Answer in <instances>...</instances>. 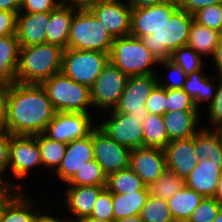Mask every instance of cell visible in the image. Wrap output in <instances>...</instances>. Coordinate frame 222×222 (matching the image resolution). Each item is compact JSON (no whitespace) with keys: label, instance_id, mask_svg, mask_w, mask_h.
Masks as SVG:
<instances>
[{"label":"cell","instance_id":"cell-1","mask_svg":"<svg viewBox=\"0 0 222 222\" xmlns=\"http://www.w3.org/2000/svg\"><path fill=\"white\" fill-rule=\"evenodd\" d=\"M56 110L41 84L9 85L6 131L11 135L44 133Z\"/></svg>","mask_w":222,"mask_h":222},{"label":"cell","instance_id":"cell-2","mask_svg":"<svg viewBox=\"0 0 222 222\" xmlns=\"http://www.w3.org/2000/svg\"><path fill=\"white\" fill-rule=\"evenodd\" d=\"M63 50L50 43L20 47L15 82L41 84L61 72Z\"/></svg>","mask_w":222,"mask_h":222},{"label":"cell","instance_id":"cell-3","mask_svg":"<svg viewBox=\"0 0 222 222\" xmlns=\"http://www.w3.org/2000/svg\"><path fill=\"white\" fill-rule=\"evenodd\" d=\"M193 21L191 13L178 8L153 34L140 39L158 61L169 60L174 50L187 45Z\"/></svg>","mask_w":222,"mask_h":222},{"label":"cell","instance_id":"cell-4","mask_svg":"<svg viewBox=\"0 0 222 222\" xmlns=\"http://www.w3.org/2000/svg\"><path fill=\"white\" fill-rule=\"evenodd\" d=\"M114 38L87 9L78 8L70 24L67 48L110 53Z\"/></svg>","mask_w":222,"mask_h":222},{"label":"cell","instance_id":"cell-5","mask_svg":"<svg viewBox=\"0 0 222 222\" xmlns=\"http://www.w3.org/2000/svg\"><path fill=\"white\" fill-rule=\"evenodd\" d=\"M109 61L127 76L156 74L153 68L159 64L141 39L131 35L114 38Z\"/></svg>","mask_w":222,"mask_h":222},{"label":"cell","instance_id":"cell-6","mask_svg":"<svg viewBox=\"0 0 222 222\" xmlns=\"http://www.w3.org/2000/svg\"><path fill=\"white\" fill-rule=\"evenodd\" d=\"M56 112L90 113L93 108L90 87L79 84L62 72L41 83Z\"/></svg>","mask_w":222,"mask_h":222},{"label":"cell","instance_id":"cell-7","mask_svg":"<svg viewBox=\"0 0 222 222\" xmlns=\"http://www.w3.org/2000/svg\"><path fill=\"white\" fill-rule=\"evenodd\" d=\"M109 62V53L66 48L61 72L79 84L91 87Z\"/></svg>","mask_w":222,"mask_h":222},{"label":"cell","instance_id":"cell-8","mask_svg":"<svg viewBox=\"0 0 222 222\" xmlns=\"http://www.w3.org/2000/svg\"><path fill=\"white\" fill-rule=\"evenodd\" d=\"M158 77L157 74L128 76L124 91L113 110L141 119L142 124L149 115L146 100L158 84Z\"/></svg>","mask_w":222,"mask_h":222},{"label":"cell","instance_id":"cell-9","mask_svg":"<svg viewBox=\"0 0 222 222\" xmlns=\"http://www.w3.org/2000/svg\"><path fill=\"white\" fill-rule=\"evenodd\" d=\"M128 76L110 61L90 87L94 108L112 110L124 91Z\"/></svg>","mask_w":222,"mask_h":222},{"label":"cell","instance_id":"cell-10","mask_svg":"<svg viewBox=\"0 0 222 222\" xmlns=\"http://www.w3.org/2000/svg\"><path fill=\"white\" fill-rule=\"evenodd\" d=\"M41 153L35 135H11L9 146V166L14 179L27 178L30 171L41 167Z\"/></svg>","mask_w":222,"mask_h":222},{"label":"cell","instance_id":"cell-11","mask_svg":"<svg viewBox=\"0 0 222 222\" xmlns=\"http://www.w3.org/2000/svg\"><path fill=\"white\" fill-rule=\"evenodd\" d=\"M94 160L108 176L129 167L131 149L118 144L98 125L92 130Z\"/></svg>","mask_w":222,"mask_h":222},{"label":"cell","instance_id":"cell-12","mask_svg":"<svg viewBox=\"0 0 222 222\" xmlns=\"http://www.w3.org/2000/svg\"><path fill=\"white\" fill-rule=\"evenodd\" d=\"M91 113L56 112L44 134L52 140L69 143L90 134L93 125Z\"/></svg>","mask_w":222,"mask_h":222},{"label":"cell","instance_id":"cell-13","mask_svg":"<svg viewBox=\"0 0 222 222\" xmlns=\"http://www.w3.org/2000/svg\"><path fill=\"white\" fill-rule=\"evenodd\" d=\"M113 38L130 34L131 8L122 0H98L87 8Z\"/></svg>","mask_w":222,"mask_h":222},{"label":"cell","instance_id":"cell-14","mask_svg":"<svg viewBox=\"0 0 222 222\" xmlns=\"http://www.w3.org/2000/svg\"><path fill=\"white\" fill-rule=\"evenodd\" d=\"M108 120L98 126L118 144L129 149L143 147V125L141 119L125 113L109 110Z\"/></svg>","mask_w":222,"mask_h":222},{"label":"cell","instance_id":"cell-15","mask_svg":"<svg viewBox=\"0 0 222 222\" xmlns=\"http://www.w3.org/2000/svg\"><path fill=\"white\" fill-rule=\"evenodd\" d=\"M178 9L176 0L131 10V36L141 38L153 34Z\"/></svg>","mask_w":222,"mask_h":222},{"label":"cell","instance_id":"cell-16","mask_svg":"<svg viewBox=\"0 0 222 222\" xmlns=\"http://www.w3.org/2000/svg\"><path fill=\"white\" fill-rule=\"evenodd\" d=\"M129 167L148 186L167 170L164 151L156 147L134 148L131 150Z\"/></svg>","mask_w":222,"mask_h":222},{"label":"cell","instance_id":"cell-17","mask_svg":"<svg viewBox=\"0 0 222 222\" xmlns=\"http://www.w3.org/2000/svg\"><path fill=\"white\" fill-rule=\"evenodd\" d=\"M195 135L187 139L170 141L163 149L167 170L184 180L197 166Z\"/></svg>","mask_w":222,"mask_h":222},{"label":"cell","instance_id":"cell-18","mask_svg":"<svg viewBox=\"0 0 222 222\" xmlns=\"http://www.w3.org/2000/svg\"><path fill=\"white\" fill-rule=\"evenodd\" d=\"M94 159L92 131L84 138L67 143L66 153L54 172L59 180L67 183L86 162Z\"/></svg>","mask_w":222,"mask_h":222},{"label":"cell","instance_id":"cell-19","mask_svg":"<svg viewBox=\"0 0 222 222\" xmlns=\"http://www.w3.org/2000/svg\"><path fill=\"white\" fill-rule=\"evenodd\" d=\"M222 173V158H212L197 162V166L184 180L185 186L203 197H215L218 179Z\"/></svg>","mask_w":222,"mask_h":222},{"label":"cell","instance_id":"cell-20","mask_svg":"<svg viewBox=\"0 0 222 222\" xmlns=\"http://www.w3.org/2000/svg\"><path fill=\"white\" fill-rule=\"evenodd\" d=\"M50 12H19L17 15V40L20 47L46 43V29Z\"/></svg>","mask_w":222,"mask_h":222},{"label":"cell","instance_id":"cell-21","mask_svg":"<svg viewBox=\"0 0 222 222\" xmlns=\"http://www.w3.org/2000/svg\"><path fill=\"white\" fill-rule=\"evenodd\" d=\"M106 186H69L65 191L67 207L73 220L90 216L99 193Z\"/></svg>","mask_w":222,"mask_h":222},{"label":"cell","instance_id":"cell-22","mask_svg":"<svg viewBox=\"0 0 222 222\" xmlns=\"http://www.w3.org/2000/svg\"><path fill=\"white\" fill-rule=\"evenodd\" d=\"M198 110H178L163 115L164 125L169 141L193 137L200 128Z\"/></svg>","mask_w":222,"mask_h":222},{"label":"cell","instance_id":"cell-23","mask_svg":"<svg viewBox=\"0 0 222 222\" xmlns=\"http://www.w3.org/2000/svg\"><path fill=\"white\" fill-rule=\"evenodd\" d=\"M77 9L61 3L50 12V21L46 29V43L57 45L63 49L67 48L71 20Z\"/></svg>","mask_w":222,"mask_h":222},{"label":"cell","instance_id":"cell-24","mask_svg":"<svg viewBox=\"0 0 222 222\" xmlns=\"http://www.w3.org/2000/svg\"><path fill=\"white\" fill-rule=\"evenodd\" d=\"M19 49L17 35L0 37V83L15 82Z\"/></svg>","mask_w":222,"mask_h":222},{"label":"cell","instance_id":"cell-25","mask_svg":"<svg viewBox=\"0 0 222 222\" xmlns=\"http://www.w3.org/2000/svg\"><path fill=\"white\" fill-rule=\"evenodd\" d=\"M203 198L201 194L184 185L167 200L173 220L175 222H187Z\"/></svg>","mask_w":222,"mask_h":222},{"label":"cell","instance_id":"cell-26","mask_svg":"<svg viewBox=\"0 0 222 222\" xmlns=\"http://www.w3.org/2000/svg\"><path fill=\"white\" fill-rule=\"evenodd\" d=\"M24 190H20L4 207L1 222H34L38 212L33 198H28ZM25 193V194H24ZM26 195V196H25ZM32 207V208H31ZM36 207V210H33ZM35 211V212H34Z\"/></svg>","mask_w":222,"mask_h":222},{"label":"cell","instance_id":"cell-27","mask_svg":"<svg viewBox=\"0 0 222 222\" xmlns=\"http://www.w3.org/2000/svg\"><path fill=\"white\" fill-rule=\"evenodd\" d=\"M221 37L222 33L193 21L187 46L191 47L201 57L207 55L212 58Z\"/></svg>","mask_w":222,"mask_h":222},{"label":"cell","instance_id":"cell-28","mask_svg":"<svg viewBox=\"0 0 222 222\" xmlns=\"http://www.w3.org/2000/svg\"><path fill=\"white\" fill-rule=\"evenodd\" d=\"M149 197L148 188L145 186L142 190L131 193L113 194V214L114 221L135 215H140L142 207Z\"/></svg>","mask_w":222,"mask_h":222},{"label":"cell","instance_id":"cell-29","mask_svg":"<svg viewBox=\"0 0 222 222\" xmlns=\"http://www.w3.org/2000/svg\"><path fill=\"white\" fill-rule=\"evenodd\" d=\"M202 71L203 69L188 74L183 86V90L193 99L198 109L200 104L205 103V101L209 104L217 90V84L211 83L209 77L203 74Z\"/></svg>","mask_w":222,"mask_h":222},{"label":"cell","instance_id":"cell-30","mask_svg":"<svg viewBox=\"0 0 222 222\" xmlns=\"http://www.w3.org/2000/svg\"><path fill=\"white\" fill-rule=\"evenodd\" d=\"M146 185L130 167L107 176L106 188L113 194L131 193L142 190Z\"/></svg>","mask_w":222,"mask_h":222},{"label":"cell","instance_id":"cell-31","mask_svg":"<svg viewBox=\"0 0 222 222\" xmlns=\"http://www.w3.org/2000/svg\"><path fill=\"white\" fill-rule=\"evenodd\" d=\"M36 141L40 148L42 164L55 172L65 156L67 144L52 140L44 133L36 134Z\"/></svg>","mask_w":222,"mask_h":222},{"label":"cell","instance_id":"cell-32","mask_svg":"<svg viewBox=\"0 0 222 222\" xmlns=\"http://www.w3.org/2000/svg\"><path fill=\"white\" fill-rule=\"evenodd\" d=\"M143 125V147L164 149L170 142L164 125L163 115L149 114Z\"/></svg>","mask_w":222,"mask_h":222},{"label":"cell","instance_id":"cell-33","mask_svg":"<svg viewBox=\"0 0 222 222\" xmlns=\"http://www.w3.org/2000/svg\"><path fill=\"white\" fill-rule=\"evenodd\" d=\"M201 126L195 134V153L198 159L211 160L212 158H222V147L217 134L209 128Z\"/></svg>","mask_w":222,"mask_h":222},{"label":"cell","instance_id":"cell-34","mask_svg":"<svg viewBox=\"0 0 222 222\" xmlns=\"http://www.w3.org/2000/svg\"><path fill=\"white\" fill-rule=\"evenodd\" d=\"M106 183L107 175L93 159L86 162L66 184L69 186H106Z\"/></svg>","mask_w":222,"mask_h":222},{"label":"cell","instance_id":"cell-35","mask_svg":"<svg viewBox=\"0 0 222 222\" xmlns=\"http://www.w3.org/2000/svg\"><path fill=\"white\" fill-rule=\"evenodd\" d=\"M184 185L185 181L182 177L166 170L156 182L149 184L147 188L149 195L169 200Z\"/></svg>","mask_w":222,"mask_h":222},{"label":"cell","instance_id":"cell-36","mask_svg":"<svg viewBox=\"0 0 222 222\" xmlns=\"http://www.w3.org/2000/svg\"><path fill=\"white\" fill-rule=\"evenodd\" d=\"M140 217L143 222H175L171 216L167 200L151 195L142 207Z\"/></svg>","mask_w":222,"mask_h":222},{"label":"cell","instance_id":"cell-37","mask_svg":"<svg viewBox=\"0 0 222 222\" xmlns=\"http://www.w3.org/2000/svg\"><path fill=\"white\" fill-rule=\"evenodd\" d=\"M169 60L178 65L187 75L201 70L204 64V59L187 45L174 50Z\"/></svg>","mask_w":222,"mask_h":222},{"label":"cell","instance_id":"cell-38","mask_svg":"<svg viewBox=\"0 0 222 222\" xmlns=\"http://www.w3.org/2000/svg\"><path fill=\"white\" fill-rule=\"evenodd\" d=\"M193 16L198 24L222 33V3L206 6Z\"/></svg>","mask_w":222,"mask_h":222},{"label":"cell","instance_id":"cell-39","mask_svg":"<svg viewBox=\"0 0 222 222\" xmlns=\"http://www.w3.org/2000/svg\"><path fill=\"white\" fill-rule=\"evenodd\" d=\"M222 203L215 197H204L187 222H212Z\"/></svg>","mask_w":222,"mask_h":222},{"label":"cell","instance_id":"cell-40","mask_svg":"<svg viewBox=\"0 0 222 222\" xmlns=\"http://www.w3.org/2000/svg\"><path fill=\"white\" fill-rule=\"evenodd\" d=\"M159 66L163 65L168 71L170 70V76L165 82L158 78V84L164 89H183L187 74L170 60L159 61Z\"/></svg>","mask_w":222,"mask_h":222},{"label":"cell","instance_id":"cell-41","mask_svg":"<svg viewBox=\"0 0 222 222\" xmlns=\"http://www.w3.org/2000/svg\"><path fill=\"white\" fill-rule=\"evenodd\" d=\"M178 110H198V108L183 89H167V112Z\"/></svg>","mask_w":222,"mask_h":222},{"label":"cell","instance_id":"cell-42","mask_svg":"<svg viewBox=\"0 0 222 222\" xmlns=\"http://www.w3.org/2000/svg\"><path fill=\"white\" fill-rule=\"evenodd\" d=\"M10 138L11 134H9L7 131L0 130V186L5 187H11L15 189L21 190L22 186L21 184H18L16 186V183H12V179L8 180L7 178L3 180L4 177H2V174L8 170L9 166V146H10ZM21 186V187H20Z\"/></svg>","mask_w":222,"mask_h":222},{"label":"cell","instance_id":"cell-43","mask_svg":"<svg viewBox=\"0 0 222 222\" xmlns=\"http://www.w3.org/2000/svg\"><path fill=\"white\" fill-rule=\"evenodd\" d=\"M90 216L114 221L112 193L106 187L99 193Z\"/></svg>","mask_w":222,"mask_h":222},{"label":"cell","instance_id":"cell-44","mask_svg":"<svg viewBox=\"0 0 222 222\" xmlns=\"http://www.w3.org/2000/svg\"><path fill=\"white\" fill-rule=\"evenodd\" d=\"M149 114L164 115L167 112V89L157 84L146 100Z\"/></svg>","mask_w":222,"mask_h":222},{"label":"cell","instance_id":"cell-45","mask_svg":"<svg viewBox=\"0 0 222 222\" xmlns=\"http://www.w3.org/2000/svg\"><path fill=\"white\" fill-rule=\"evenodd\" d=\"M219 75L216 94L213 100L207 106L208 120L211 126L215 127L217 124L222 123V74Z\"/></svg>","mask_w":222,"mask_h":222},{"label":"cell","instance_id":"cell-46","mask_svg":"<svg viewBox=\"0 0 222 222\" xmlns=\"http://www.w3.org/2000/svg\"><path fill=\"white\" fill-rule=\"evenodd\" d=\"M62 0H21L19 12H51L55 10Z\"/></svg>","mask_w":222,"mask_h":222},{"label":"cell","instance_id":"cell-47","mask_svg":"<svg viewBox=\"0 0 222 222\" xmlns=\"http://www.w3.org/2000/svg\"><path fill=\"white\" fill-rule=\"evenodd\" d=\"M18 13L0 10V37L16 35Z\"/></svg>","mask_w":222,"mask_h":222},{"label":"cell","instance_id":"cell-48","mask_svg":"<svg viewBox=\"0 0 222 222\" xmlns=\"http://www.w3.org/2000/svg\"><path fill=\"white\" fill-rule=\"evenodd\" d=\"M176 3L179 9L193 15L196 11L206 6L222 3V0H176Z\"/></svg>","mask_w":222,"mask_h":222},{"label":"cell","instance_id":"cell-49","mask_svg":"<svg viewBox=\"0 0 222 222\" xmlns=\"http://www.w3.org/2000/svg\"><path fill=\"white\" fill-rule=\"evenodd\" d=\"M9 85L0 83V130L6 131L8 117Z\"/></svg>","mask_w":222,"mask_h":222},{"label":"cell","instance_id":"cell-50","mask_svg":"<svg viewBox=\"0 0 222 222\" xmlns=\"http://www.w3.org/2000/svg\"><path fill=\"white\" fill-rule=\"evenodd\" d=\"M20 191L11 187H0V222L5 205ZM15 192V193H14Z\"/></svg>","mask_w":222,"mask_h":222},{"label":"cell","instance_id":"cell-51","mask_svg":"<svg viewBox=\"0 0 222 222\" xmlns=\"http://www.w3.org/2000/svg\"><path fill=\"white\" fill-rule=\"evenodd\" d=\"M126 4L132 9L150 7L170 0H127Z\"/></svg>","mask_w":222,"mask_h":222},{"label":"cell","instance_id":"cell-52","mask_svg":"<svg viewBox=\"0 0 222 222\" xmlns=\"http://www.w3.org/2000/svg\"><path fill=\"white\" fill-rule=\"evenodd\" d=\"M21 8V0H0V10L19 12Z\"/></svg>","mask_w":222,"mask_h":222},{"label":"cell","instance_id":"cell-53","mask_svg":"<svg viewBox=\"0 0 222 222\" xmlns=\"http://www.w3.org/2000/svg\"><path fill=\"white\" fill-rule=\"evenodd\" d=\"M211 62L215 63L217 74H222V37L214 51Z\"/></svg>","mask_w":222,"mask_h":222},{"label":"cell","instance_id":"cell-54","mask_svg":"<svg viewBox=\"0 0 222 222\" xmlns=\"http://www.w3.org/2000/svg\"><path fill=\"white\" fill-rule=\"evenodd\" d=\"M63 3L71 5L76 8H88L95 4L98 0H62Z\"/></svg>","mask_w":222,"mask_h":222},{"label":"cell","instance_id":"cell-55","mask_svg":"<svg viewBox=\"0 0 222 222\" xmlns=\"http://www.w3.org/2000/svg\"><path fill=\"white\" fill-rule=\"evenodd\" d=\"M63 219L56 218L54 216H51L49 214H42L40 210H38L34 222H63Z\"/></svg>","mask_w":222,"mask_h":222},{"label":"cell","instance_id":"cell-56","mask_svg":"<svg viewBox=\"0 0 222 222\" xmlns=\"http://www.w3.org/2000/svg\"><path fill=\"white\" fill-rule=\"evenodd\" d=\"M114 222H143V220L141 219L140 215H135L131 217L120 218Z\"/></svg>","mask_w":222,"mask_h":222},{"label":"cell","instance_id":"cell-57","mask_svg":"<svg viewBox=\"0 0 222 222\" xmlns=\"http://www.w3.org/2000/svg\"><path fill=\"white\" fill-rule=\"evenodd\" d=\"M215 198H217L222 203V173L218 179V187Z\"/></svg>","mask_w":222,"mask_h":222},{"label":"cell","instance_id":"cell-58","mask_svg":"<svg viewBox=\"0 0 222 222\" xmlns=\"http://www.w3.org/2000/svg\"><path fill=\"white\" fill-rule=\"evenodd\" d=\"M79 222H114V221H106L96 217L87 216L78 220Z\"/></svg>","mask_w":222,"mask_h":222},{"label":"cell","instance_id":"cell-59","mask_svg":"<svg viewBox=\"0 0 222 222\" xmlns=\"http://www.w3.org/2000/svg\"><path fill=\"white\" fill-rule=\"evenodd\" d=\"M212 130L217 134L222 147V123L217 124Z\"/></svg>","mask_w":222,"mask_h":222},{"label":"cell","instance_id":"cell-60","mask_svg":"<svg viewBox=\"0 0 222 222\" xmlns=\"http://www.w3.org/2000/svg\"><path fill=\"white\" fill-rule=\"evenodd\" d=\"M212 222H222V204L220 205L217 217Z\"/></svg>","mask_w":222,"mask_h":222},{"label":"cell","instance_id":"cell-61","mask_svg":"<svg viewBox=\"0 0 222 222\" xmlns=\"http://www.w3.org/2000/svg\"><path fill=\"white\" fill-rule=\"evenodd\" d=\"M63 222H79V221H78V220L69 219V218L66 220V219L64 218V221H63Z\"/></svg>","mask_w":222,"mask_h":222}]
</instances>
